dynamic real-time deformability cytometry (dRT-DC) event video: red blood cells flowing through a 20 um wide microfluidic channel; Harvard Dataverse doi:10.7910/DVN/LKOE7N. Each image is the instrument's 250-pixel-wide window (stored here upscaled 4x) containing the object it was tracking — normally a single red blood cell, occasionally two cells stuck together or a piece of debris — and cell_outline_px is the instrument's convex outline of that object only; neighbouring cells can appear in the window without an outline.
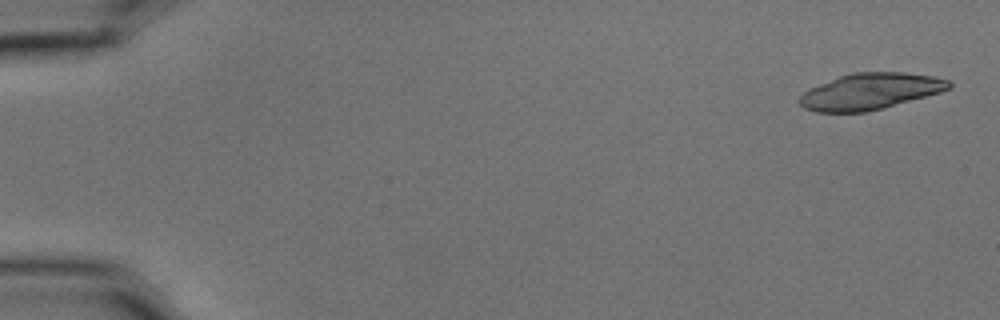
{"species": "common noctule bat (a hibernating species)", "species_latin": "Nyctalus noctula", "temperature_condition": "cold", "stored_images_in_passage": 6, "camera_frame_rate_fps": 3000, "um_per_image_px": 0.085, "animal": {"sex": "male", "body_mass_g": 15.6}, "frame": {"image": 1, "passage_image": 1, "time_ms": 0.0, "image_size_px": [1000, 320], "cell_outline_px": [[952, 88], [940, 92], [884, 108], [864, 112], [816, 112], [804, 108], [800, 104], [800, 96], [808, 88], [840, 76], [856, 72], [904, 72], [932, 76], [948, 80], [952, 84]], "centroid_in_image_um": [73.97, 7.77], "position_along_channel_um": 11.0, "area_um2": 31.44}}
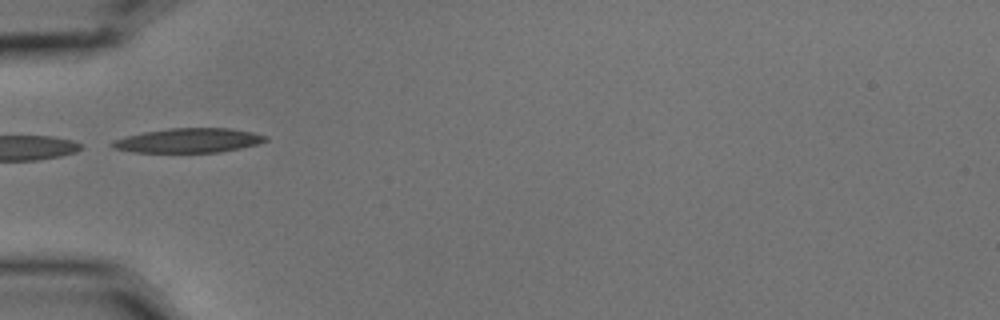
{"frame": {"image": 2, "passage_image": 6, "time_ms": 1.667, "image_size_px": [1000, 320], "cell_outline_px": [[268, 140], [256, 144], [240, 148], [220, 152], [132, 152], [112, 148], [108, 144], [112, 140], [124, 136], [144, 132], [168, 128], [228, 128], [252, 132], [268, 136]], "centroid_in_image_um": [15.97, 11.94], "position_along_channel_um": 69.0, "area_um2": 21.91}}